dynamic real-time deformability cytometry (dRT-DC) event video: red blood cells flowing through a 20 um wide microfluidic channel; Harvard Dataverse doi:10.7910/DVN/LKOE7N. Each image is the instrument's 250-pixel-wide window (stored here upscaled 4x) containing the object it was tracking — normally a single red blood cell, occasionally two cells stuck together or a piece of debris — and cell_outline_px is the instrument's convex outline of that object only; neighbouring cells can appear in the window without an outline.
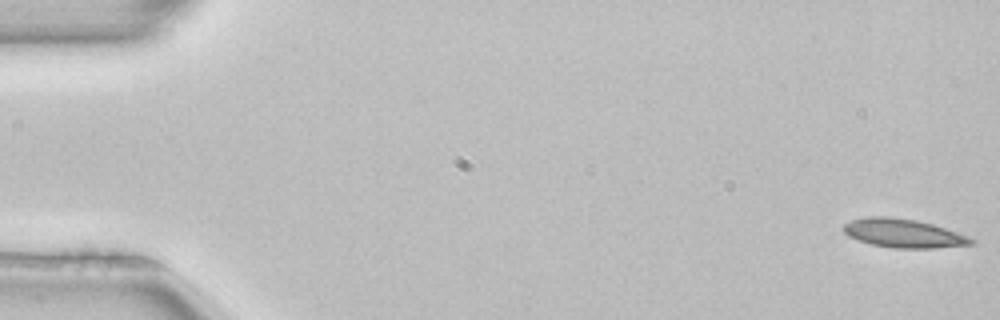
{"species": "common noctule bat (a hibernating species)", "species_latin": "Nyctalus noctula", "temperature_condition": "room temperature", "stored_images_in_passage": 24, "camera_frame_rate_fps": 3000, "um_per_image_px": 0.085, "animal": {"sex": "female", "body_mass_g": 22.7, "forearm_length_mm": 54.2}, "frame": {"image": 1, "passage_image": 1, "time_ms": 0.0, "image_size_px": [1000, 320], "cell_outline_px": [[976, 244], [932, 248], [896, 248], [872, 244], [848, 236], [844, 232], [844, 224], [852, 220], [868, 216], [888, 216], [916, 220], [932, 224], [968, 236], [976, 240]], "centroid_in_image_um": [76.81, 19.82], "position_along_channel_um": 8.2, "area_um2": 21.15}}
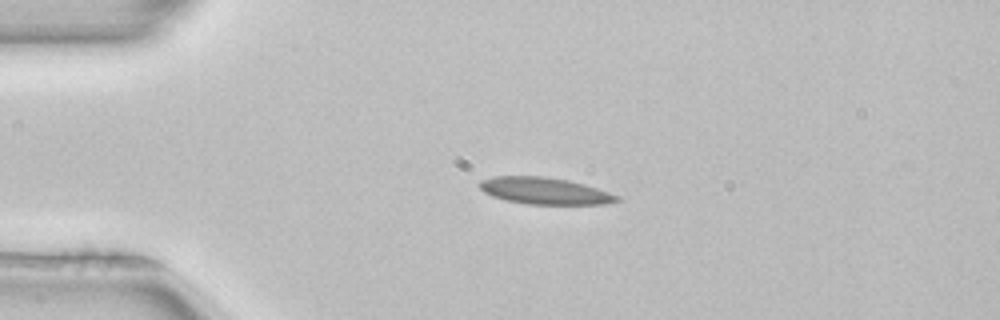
{"frame": {"image": 2, "passage_image": 12, "time_ms": 3.667, "image_size_px": [1000, 320], "cell_outline_px": [[624, 200], [604, 204], [528, 204], [508, 200], [492, 196], [484, 192], [480, 188], [480, 180], [492, 176], [544, 176], [568, 180], [584, 184], [620, 196]], "centroid_in_image_um": [46.32, 16.22], "position_along_channel_um": 38.7, "area_um2": 21.39}}